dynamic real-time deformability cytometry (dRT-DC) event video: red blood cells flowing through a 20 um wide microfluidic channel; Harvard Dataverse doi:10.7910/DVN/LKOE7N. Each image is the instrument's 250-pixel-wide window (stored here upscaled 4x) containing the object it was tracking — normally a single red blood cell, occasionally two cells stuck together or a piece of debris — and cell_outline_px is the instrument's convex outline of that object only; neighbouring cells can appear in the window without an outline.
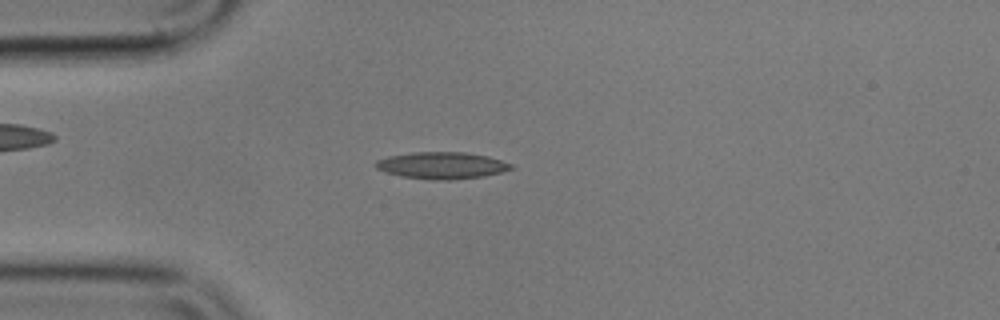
{"species": "common noctule bat (a hibernating species)", "species_latin": "Nyctalus noctula", "temperature_condition": "cold", "stored_images_in_passage": 54, "camera_frame_rate_fps": 3000, "um_per_image_px": 0.085, "animal": {"sex": "male", "body_mass_g": 17.9}, "frame": {"image": 1, "passage_image": 13, "time_ms": 4.0, "image_size_px": [1000, 320], "cell_outline_px": [[516, 168], [484, 176], [448, 180], [432, 180], [400, 176], [384, 172], [376, 168], [372, 164], [376, 160], [388, 156], [412, 152], [464, 152], [488, 156], [512, 164]], "centroid_in_image_um": [37.51, 14.06], "position_along_channel_um": 47.5, "area_um2": 21.33}}
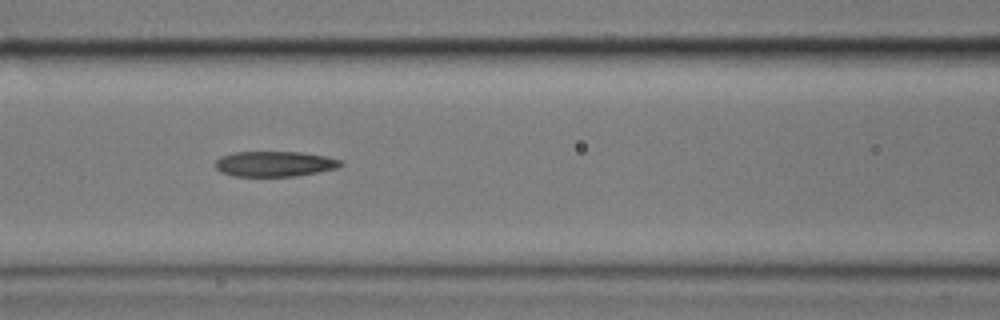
{"frame": {"image": 2, "passage_image": 22, "time_ms": 7.0, "image_size_px": [1000, 320], "cell_outline_px": [[344, 164], [336, 168], [296, 176], [232, 176], [220, 172], [216, 168], [216, 160], [220, 156], [232, 152], [300, 152], [324, 156], [340, 160]], "centroid_in_image_um": [23.29, 13.93], "position_along_channel_um": 143.3, "area_um2": 18.44}}
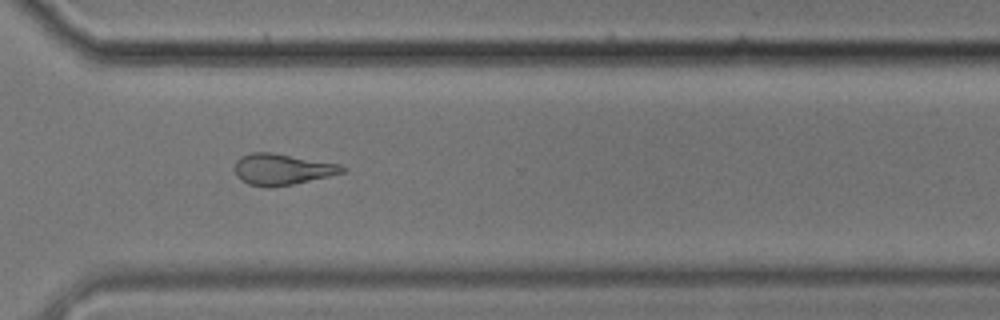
{"frame": {"image": 3, "passage_image": 39, "time_ms": 12.667, "image_size_px": [1000, 320], "cell_outline_px": [[348, 168], [344, 172], [328, 176], [292, 184], [268, 188], [248, 184], [240, 180], [236, 176], [236, 160], [240, 156], [252, 152], [272, 152], [340, 164]], "centroid_in_image_um": [23.96, 14.39], "position_along_channel_um": 346.6, "area_um2": 19.54}, "authors_computed_cell_mechanics": {"area_um2": 19.5942, "velocity_mm_per_s": 3.5956, "shape_relaxation_time_tau1_ms": null, "shape_relaxation_time_tau2_ms": 2.3507, "deformation_change_tau1": null, "deformation_change_tau2": 0.109}}